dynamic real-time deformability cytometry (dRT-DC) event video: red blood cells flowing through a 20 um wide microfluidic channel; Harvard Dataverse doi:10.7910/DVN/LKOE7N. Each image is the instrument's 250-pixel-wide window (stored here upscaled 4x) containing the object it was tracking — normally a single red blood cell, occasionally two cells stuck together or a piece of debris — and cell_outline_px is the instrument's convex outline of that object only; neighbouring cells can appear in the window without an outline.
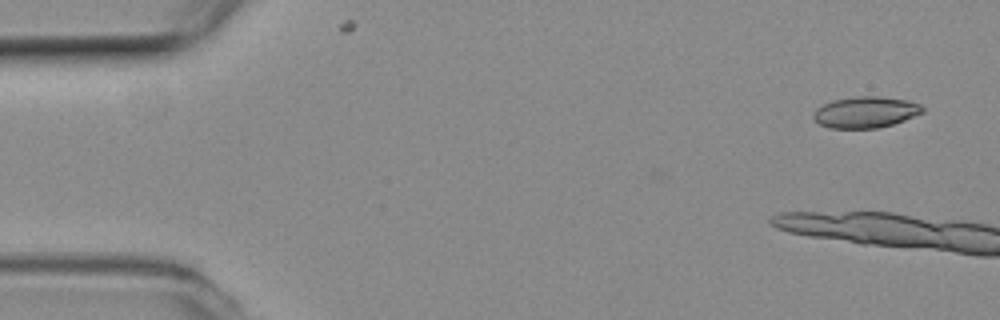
{"species": "common noctule bat (a hibernating species)", "species_latin": "Nyctalus noctula", "temperature_condition": "room temperature", "stored_images_in_passage": 9, "camera_frame_rate_fps": 3000, "um_per_image_px": 0.085, "animal": {"sex": "female", "body_mass_g": 19.3, "forearm_length_mm": 54.1}, "frame": {"image": 1, "passage_image": 3, "time_ms": 0.667, "image_size_px": [1000, 320], "cell_outline_px": [[924, 112], [904, 120], [892, 124], [876, 128], [828, 128], [820, 124], [812, 116], [816, 108], [832, 100], [856, 96], [880, 96], [908, 100], [920, 104], [924, 108]], "centroid_in_image_um": [73.57, 9.52], "position_along_channel_um": 11.4, "area_um2": 19.88}}